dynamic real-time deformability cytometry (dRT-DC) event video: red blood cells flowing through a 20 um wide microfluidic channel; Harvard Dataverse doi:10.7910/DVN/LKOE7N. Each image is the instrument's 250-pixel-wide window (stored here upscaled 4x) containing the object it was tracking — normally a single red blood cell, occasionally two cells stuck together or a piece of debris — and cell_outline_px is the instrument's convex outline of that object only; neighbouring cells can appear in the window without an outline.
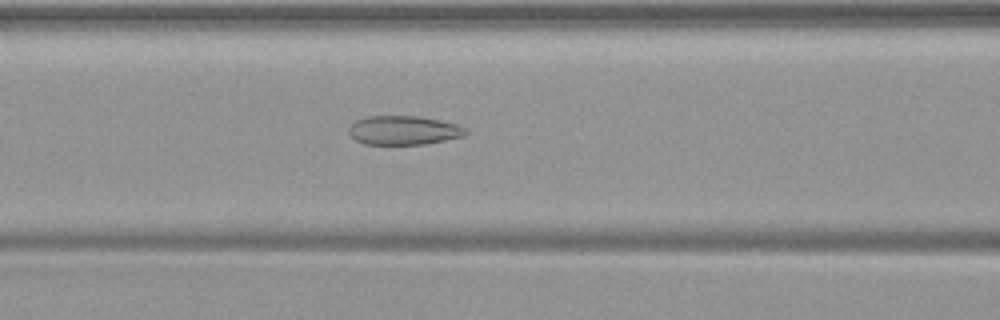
{"species": "common noctule bat (a hibernating species)", "species_latin": "Nyctalus noctula", "temperature_condition": "warm", "stored_images_in_passage": 50, "camera_frame_rate_fps": 3000, "um_per_image_px": 0.085, "animal": {"sex": "female", "body_mass_g": 19.9}, "frame": {"image": 1, "passage_image": 21, "time_ms": 6.667, "image_size_px": [1000, 320], "cell_outline_px": [[468, 132], [464, 136], [424, 144], [364, 144], [356, 140], [348, 132], [348, 128], [356, 120], [368, 116], [420, 116], [440, 120], [456, 124], [464, 128]], "centroid_in_image_um": [34.29, 11.07], "position_along_channel_um": 132.3, "area_um2": 19.65}}
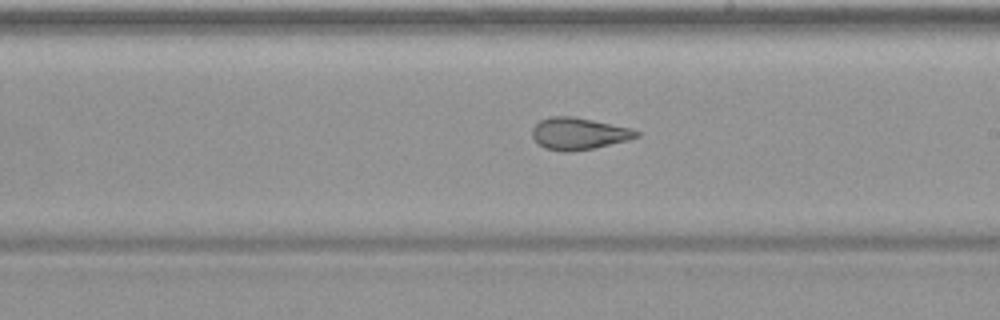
{"frame": {"image": 2, "passage_image": 29, "time_ms": 9.333, "image_size_px": [1000, 320], "cell_outline_px": [[640, 136], [628, 140], [592, 148], [572, 152], [564, 152], [544, 148], [532, 136], [532, 128], [540, 120], [552, 116], [572, 116], [632, 128], [640, 132]], "centroid_in_image_um": [49.2, 11.36], "position_along_channel_um": 239.8, "area_um2": 19.31}}
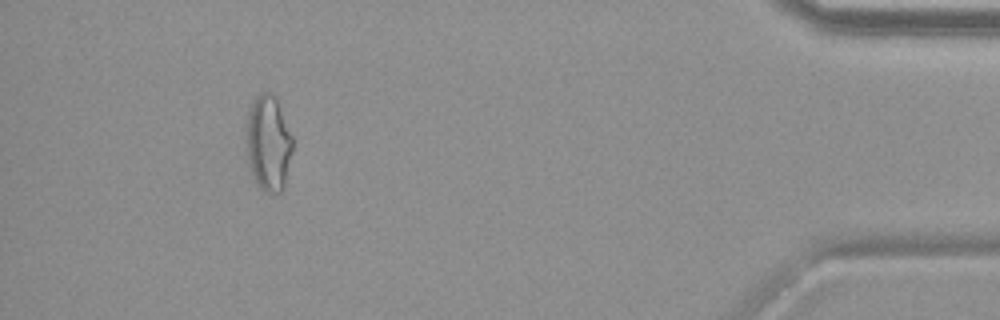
{"frame": {"image": 3, "passage_image": 46, "time_ms": 15.0, "image_size_px": [1000, 320], "cell_outline_px": [[292, 152], [284, 184], [280, 192], [264, 192], [256, 184], [248, 164], [248, 112], [256, 96], [260, 92], [272, 92], [276, 96], [292, 136]], "centroid_in_image_um": [22.83, 12.15], "position_along_channel_um": 412.4, "area_um2": 25.43}}